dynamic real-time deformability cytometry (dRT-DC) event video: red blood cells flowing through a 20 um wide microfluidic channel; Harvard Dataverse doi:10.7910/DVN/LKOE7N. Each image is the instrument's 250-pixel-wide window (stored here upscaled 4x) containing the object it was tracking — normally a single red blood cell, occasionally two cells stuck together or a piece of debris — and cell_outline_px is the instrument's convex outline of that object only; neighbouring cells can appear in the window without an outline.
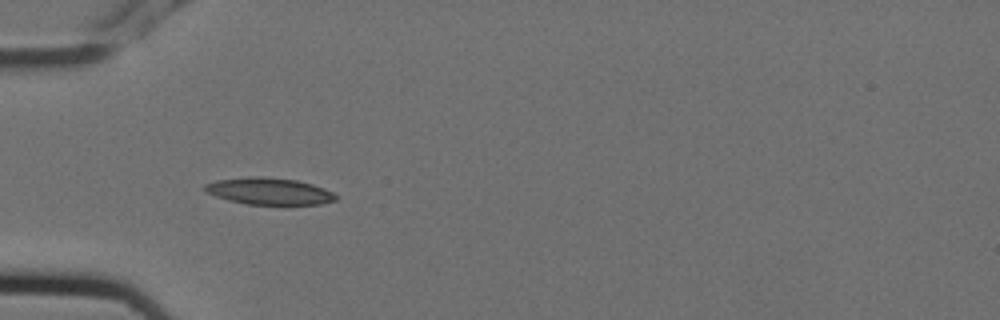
{"species": "Egyptian fruit bat (a non-hibernating species)", "species_latin": "Rousettus aegyptiacus", "temperature_condition": "cold", "stored_images_in_passage": 5, "camera_frame_rate_fps": 3000, "um_per_image_px": 0.085, "animal": {"sex": "female"}, "frame": {"image": 1, "passage_image": 3, "time_ms": 0.667, "image_size_px": [1000, 320], "cell_outline_px": [[336, 200], [320, 204], [288, 208], [248, 204], [228, 200], [204, 192], [204, 184], [216, 180], [248, 176], [260, 176], [296, 180], [312, 184], [324, 188], [332, 192], [336, 196]], "centroid_in_image_um": [22.9, 16.3], "position_along_channel_um": 62.1, "area_um2": 21.44}}
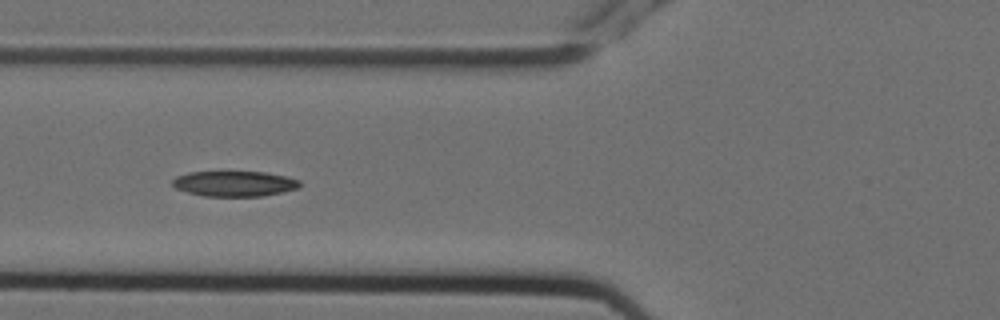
{"frame": {"image": 2, "passage_image": 4, "time_ms": 1.0, "image_size_px": [1000, 320], "cell_outline_px": [[300, 184], [296, 188], [284, 192], [260, 196], [204, 196], [188, 192], [176, 188], [172, 184], [172, 180], [176, 176], [188, 172], [264, 172], [284, 176], [300, 180]], "centroid_in_image_um": [19.9, 15.61], "position_along_channel_um": 105.9, "area_um2": 18.67}}
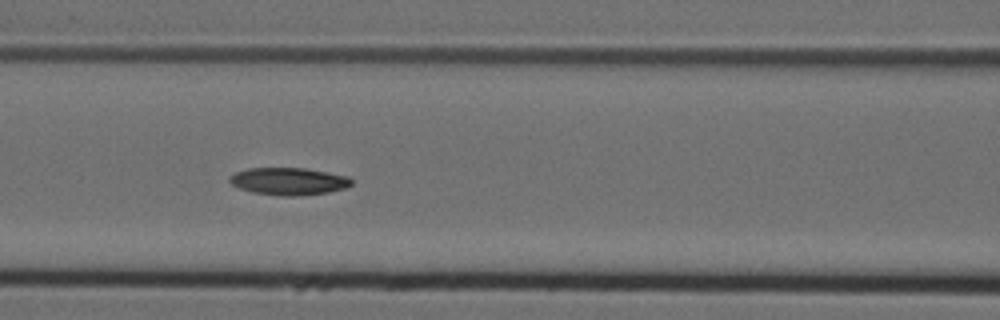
{"frame": {"image": 3, "passage_image": 5, "time_ms": 1.333, "image_size_px": [1000, 320], "cell_outline_px": [[352, 184], [344, 188], [328, 192], [292, 196], [280, 196], [252, 192], [240, 188], [232, 184], [228, 180], [228, 176], [236, 172], [248, 168], [304, 168], [328, 172], [348, 176], [352, 180]], "centroid_in_image_um": [24.52, 15.4], "position_along_channel_um": 142.1, "area_um2": 19.36}}